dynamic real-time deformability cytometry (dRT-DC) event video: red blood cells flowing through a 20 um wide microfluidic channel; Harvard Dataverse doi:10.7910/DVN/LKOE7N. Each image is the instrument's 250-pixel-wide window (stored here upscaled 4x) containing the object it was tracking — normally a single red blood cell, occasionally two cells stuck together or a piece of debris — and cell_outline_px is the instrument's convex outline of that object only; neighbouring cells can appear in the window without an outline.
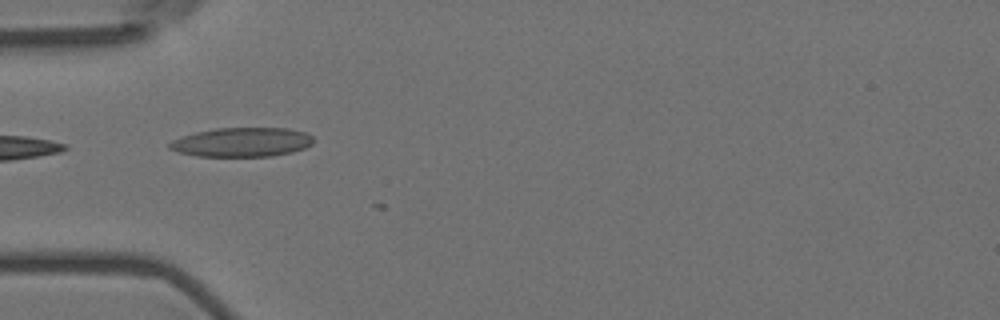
{"species": "Egyptian fruit bat (a non-hibernating species)", "species_latin": "Rousettus aegyptiacus", "temperature_condition": "room temperature", "stored_images_in_passage": 4, "camera_frame_rate_fps": 3000, "um_per_image_px": 0.085, "animal": {"sex": "female"}, "frame": {"image": 1, "passage_image": 1, "time_ms": 0.0, "image_size_px": [1000, 320], "cell_outline_px": [[316, 140], [312, 144], [304, 148], [292, 152], [272, 156], [196, 156], [180, 152], [168, 148], [168, 144], [172, 140], [196, 132], [216, 128], [288, 128], [304, 132], [312, 136]], "centroid_in_image_um": [20.59, 12.08], "position_along_channel_um": 64.4, "area_um2": 24.45}}